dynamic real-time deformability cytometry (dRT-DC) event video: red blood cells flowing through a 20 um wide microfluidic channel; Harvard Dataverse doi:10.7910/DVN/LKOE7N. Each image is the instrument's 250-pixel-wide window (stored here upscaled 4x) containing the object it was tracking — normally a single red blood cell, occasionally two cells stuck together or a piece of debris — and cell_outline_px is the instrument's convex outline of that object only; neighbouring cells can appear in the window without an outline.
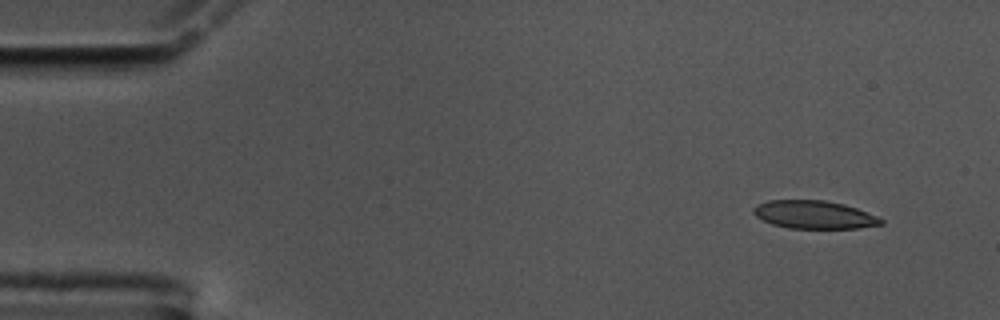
{"species": "common noctule bat (a hibernating species)", "species_latin": "Nyctalus noctula", "temperature_condition": "cold", "stored_images_in_passage": 53, "camera_frame_rate_fps": 3000, "um_per_image_px": 0.085, "animal": {"sex": "male", "body_mass_g": 17.5, "forearm_length_mm": 52.3}, "frame": {"image": 1, "passage_image": 1, "time_ms": 0.0, "image_size_px": [1000, 320], "cell_outline_px": [[884, 224], [856, 228], [788, 228], [772, 224], [756, 216], [752, 212], [752, 208], [756, 204], [768, 200], [824, 200], [844, 204], [856, 208], [876, 216], [884, 220]], "centroid_in_image_um": [69.17, 18.24], "position_along_channel_um": 15.8, "area_um2": 20.81}}
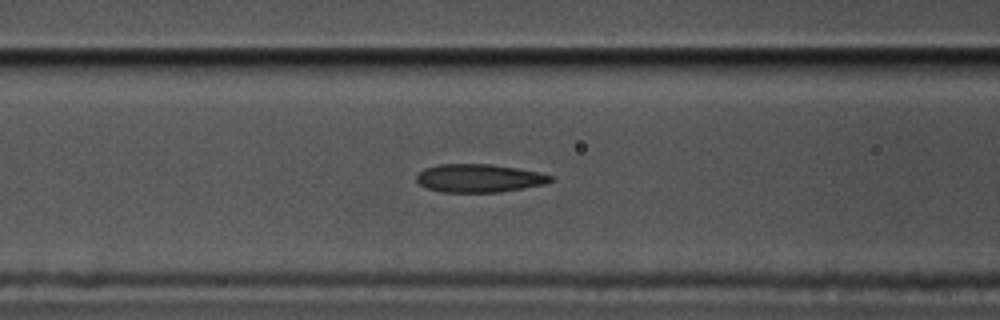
{"frame": {"image": 2, "passage_image": 19, "time_ms": 6.0, "image_size_px": [1000, 320], "cell_outline_px": [[556, 180], [544, 184], [524, 188], [500, 192], [440, 192], [428, 188], [420, 184], [416, 180], [416, 176], [424, 168], [440, 164], [492, 164], [540, 172], [552, 176]], "centroid_in_image_um": [40.74, 15.14], "position_along_channel_um": 125.9, "area_um2": 22.08}}
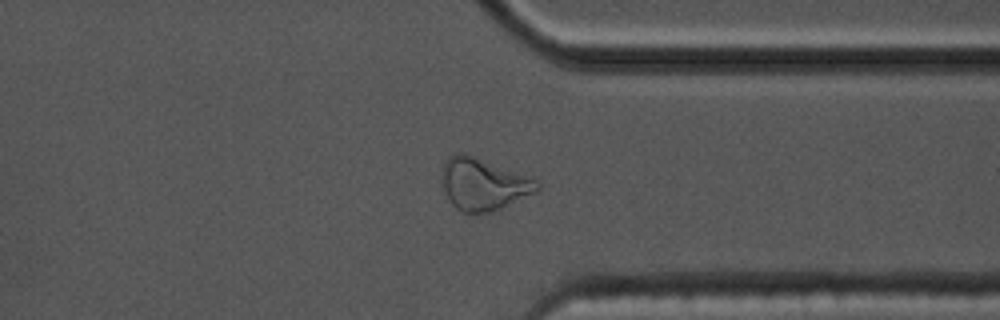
{"frame": {"image": 3, "passage_image": 40, "time_ms": 13.0, "image_size_px": [1000, 320], "cell_outline_px": [[540, 188], [536, 192], [492, 212], [464, 212], [456, 208], [452, 204], [444, 192], [440, 172], [448, 156], [456, 152], [464, 152], [536, 176], [540, 180]], "centroid_in_image_um": [41.13, 15.6], "position_along_channel_um": 370.3, "area_um2": 29.77}, "authors_computed_cell_mechanics": {"area_um2": 22.542, "velocity_mm_per_s": 3.5152, "shape_relaxation_time_tau1_ms": null, "shape_relaxation_time_tau2_ms": 3.3062, "deformation_change_tau1": null, "deformation_change_tau2": 0.1085}}